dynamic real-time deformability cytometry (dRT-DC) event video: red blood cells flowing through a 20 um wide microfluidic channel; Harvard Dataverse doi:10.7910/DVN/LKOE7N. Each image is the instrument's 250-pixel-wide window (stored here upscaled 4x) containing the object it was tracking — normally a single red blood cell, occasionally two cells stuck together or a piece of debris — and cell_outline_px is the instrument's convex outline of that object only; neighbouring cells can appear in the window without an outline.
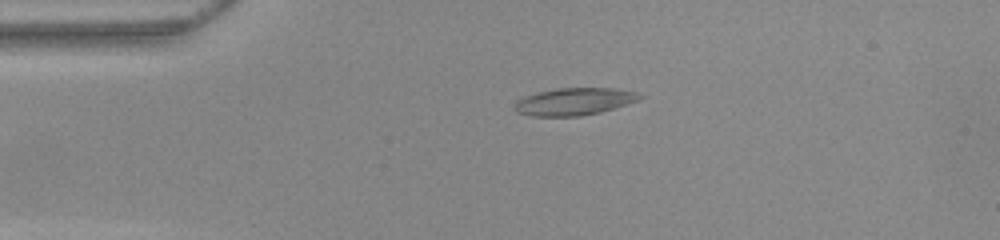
{"species": "common noctule bat (a hibernating species)", "species_latin": "Nyctalus noctula", "temperature_condition": "warm", "stored_images_in_passage": 42, "camera_frame_rate_fps": 3000, "um_per_image_px": 0.085, "animal": {"sex": "female", "body_mass_g": 22.0, "forearm_length_mm": 56.7}, "frame": {"image": 1, "passage_image": 1, "time_ms": 0.0, "image_size_px": [1000, 240], "cell_outline_px": [[644, 96], [640, 100], [600, 112], [580, 116], [532, 116], [516, 112], [512, 108], [516, 100], [540, 92], [556, 88], [616, 88], [640, 92]], "centroid_in_image_um": [48.85, 8.63], "position_along_channel_um": 36.2, "area_um2": 20.0}}
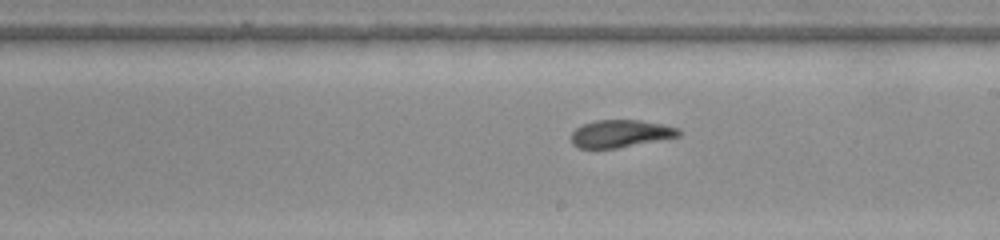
{"frame": {"image": 2, "passage_image": 19, "time_ms": 6.0, "image_size_px": [1000, 240], "cell_outline_px": [[684, 132], [680, 136], [616, 148], [580, 148], [572, 144], [572, 132], [576, 128], [584, 124], [596, 120], [640, 120], [664, 124], [680, 128]], "centroid_in_image_um": [52.8, 11.35], "position_along_channel_um": 236.2, "area_um2": 17.22}}
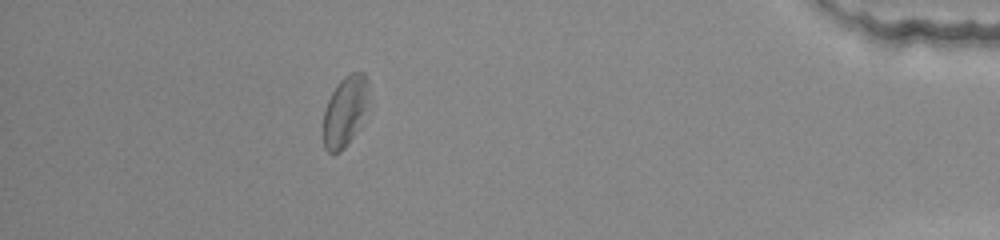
{"frame": {"image": 3, "passage_image": 36, "time_ms": 11.667, "image_size_px": [1000, 240], "cell_outline_px": [[368, 80], [364, 108], [356, 132], [344, 148], [340, 152], [328, 152], [324, 148], [324, 112], [328, 100], [332, 92], [340, 80], [344, 76], [352, 72], [364, 72]], "centroid_in_image_um": [29.28, 9.44], "position_along_channel_um": 405.9, "area_um2": 17.86}, "authors_computed_cell_mechanics": {"area_um2": 18.5827, "velocity_mm_per_s": 3.9136, "shape_relaxation_time_tau1_ms": 4.6377, "shape_relaxation_time_tau2_ms": 1.9278, "deformation_change_tau1": 0.1223, "deformation_change_tau2": 0.0917}}